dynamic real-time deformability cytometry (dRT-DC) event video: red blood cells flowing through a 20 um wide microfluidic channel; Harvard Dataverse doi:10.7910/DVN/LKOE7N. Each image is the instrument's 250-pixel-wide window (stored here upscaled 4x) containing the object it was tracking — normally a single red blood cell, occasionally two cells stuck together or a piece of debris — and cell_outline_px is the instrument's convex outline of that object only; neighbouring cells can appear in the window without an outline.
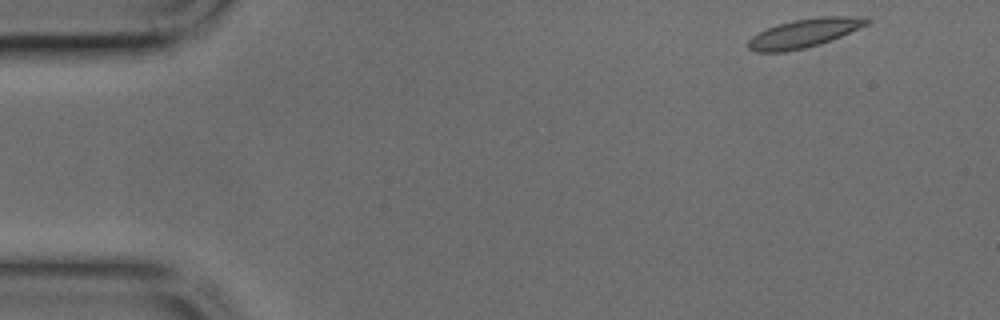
{"species": "common noctule bat (a hibernating species)", "species_latin": "Nyctalus noctula", "temperature_condition": "cold", "stored_images_in_passage": 42, "camera_frame_rate_fps": 3000, "um_per_image_px": 0.085, "animal": {"sex": "male", "body_mass_g": 17.9, "forearm_length_mm": 54.2}, "frame": {"image": 1, "passage_image": 1, "time_ms": 0.0, "image_size_px": [1000, 320], "cell_outline_px": [[872, 20], [868, 24], [832, 40], [820, 44], [804, 48], [784, 52], [756, 52], [748, 48], [748, 40], [752, 36], [776, 24], [792, 20], [820, 16], [868, 16]], "centroid_in_image_um": [68.4, 2.8], "position_along_channel_um": 16.6, "area_um2": 20.0}}
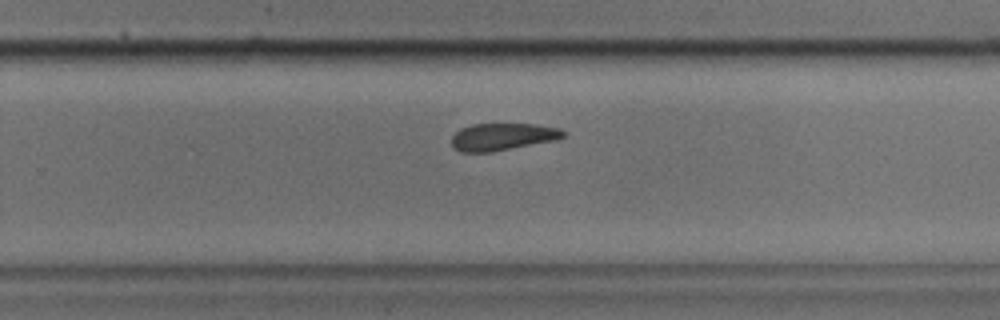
{"frame": {"image": 2, "passage_image": 26, "time_ms": 8.333, "image_size_px": [1000, 320], "cell_outline_px": [[564, 136], [556, 140], [492, 152], [460, 152], [452, 148], [452, 136], [460, 128], [472, 124], [536, 124], [560, 128], [564, 132]], "centroid_in_image_um": [42.69, 11.63], "position_along_channel_um": 287.1, "area_um2": 17.8}}
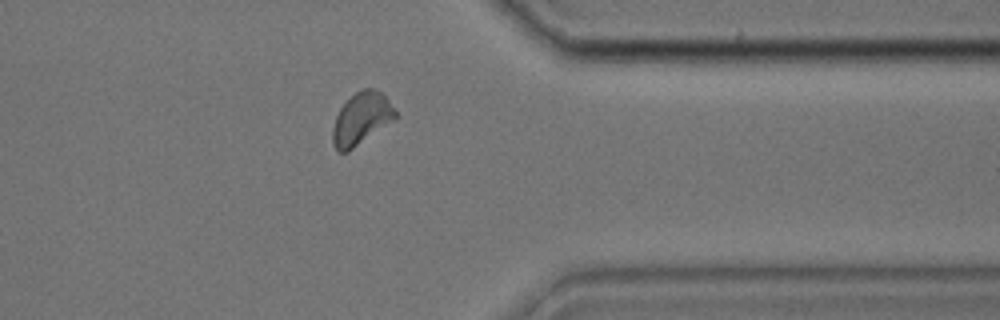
{"frame": {"image": 3, "passage_image": 33, "time_ms": 10.667, "image_size_px": [1000, 320], "cell_outline_px": [[400, 116], [396, 120], [348, 152], [340, 152], [332, 144], [332, 128], [336, 116], [340, 108], [360, 88], [372, 88], [380, 92], [388, 100]], "centroid_in_image_um": [30.74, 10.11], "position_along_channel_um": 380.7, "area_um2": 19.25}}